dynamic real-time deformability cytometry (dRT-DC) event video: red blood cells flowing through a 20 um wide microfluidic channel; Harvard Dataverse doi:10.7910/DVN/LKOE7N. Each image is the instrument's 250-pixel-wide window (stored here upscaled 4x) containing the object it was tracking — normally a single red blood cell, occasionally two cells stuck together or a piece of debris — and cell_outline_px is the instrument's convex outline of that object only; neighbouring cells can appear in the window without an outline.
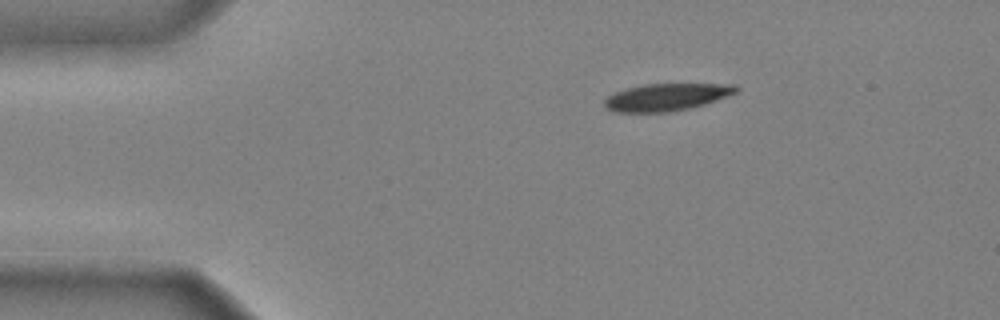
{"species": "common noctule bat (a hibernating species)", "species_latin": "Nyctalus noctula", "temperature_condition": "cold", "stored_images_in_passage": 37, "camera_frame_rate_fps": 3000, "um_per_image_px": 0.085, "animal": {"sex": "male", "body_mass_g": 20.4}, "frame": {"image": 1, "passage_image": 1, "time_ms": 0.0, "image_size_px": [1000, 320], "cell_outline_px": [[740, 88], [736, 92], [716, 100], [704, 104], [688, 108], [668, 112], [612, 112], [604, 108], [604, 100], [608, 96], [616, 92], [628, 88], [644, 84], [736, 84]], "centroid_in_image_um": [56.62, 8.25], "position_along_channel_um": 28.4, "area_um2": 20.81}}
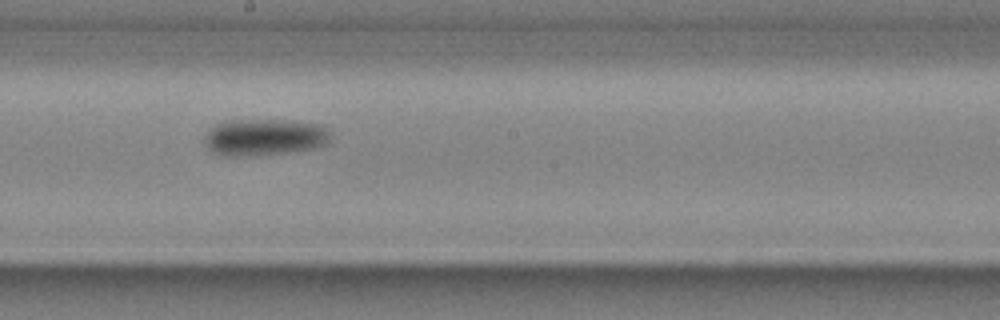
{"frame": {"image": 2, "passage_image": 20, "time_ms": 6.333, "image_size_px": [1000, 320], "cell_outline_px": [[332, 132], [328, 144], [320, 148], [288, 152], [252, 156], [224, 156], [212, 152], [204, 144], [204, 136], [208, 128], [216, 124], [228, 120], [288, 120], [324, 124]], "centroid_in_image_um": [22.52, 11.66], "position_along_channel_um": 225.7, "area_um2": 27.8}}
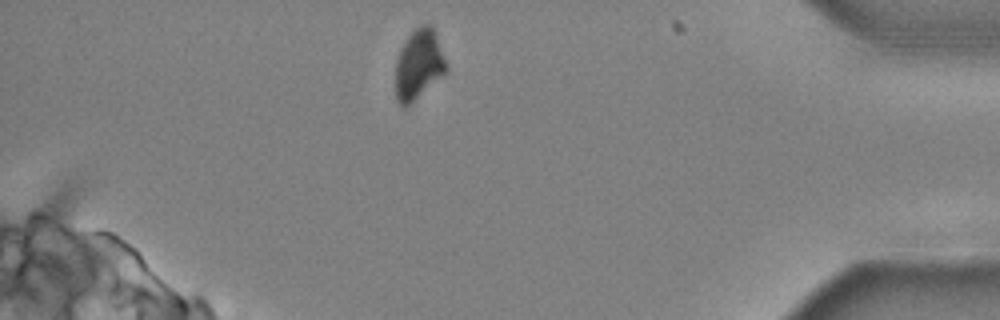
{"frame": {"image": 3, "passage_image": 36, "time_ms": 11.667, "image_size_px": [1000, 320], "cell_outline_px": [[448, 72], [404, 108], [396, 100], [396, 60], [400, 48], [408, 36], [420, 24], [428, 24], [432, 28], [448, 68]], "centroid_in_image_um": [35.57, 5.5], "position_along_channel_um": 399.6, "area_um2": 20.35}, "authors_computed_cell_mechanics": {"area_um2": 24.854, "velocity_mm_per_s": 3.9385, "shape_relaxation_time_tau1_ms": 2.3651, "shape_relaxation_time_tau2_ms": null, "deformation_change_tau1": 0.123, "deformation_change_tau2": null}}